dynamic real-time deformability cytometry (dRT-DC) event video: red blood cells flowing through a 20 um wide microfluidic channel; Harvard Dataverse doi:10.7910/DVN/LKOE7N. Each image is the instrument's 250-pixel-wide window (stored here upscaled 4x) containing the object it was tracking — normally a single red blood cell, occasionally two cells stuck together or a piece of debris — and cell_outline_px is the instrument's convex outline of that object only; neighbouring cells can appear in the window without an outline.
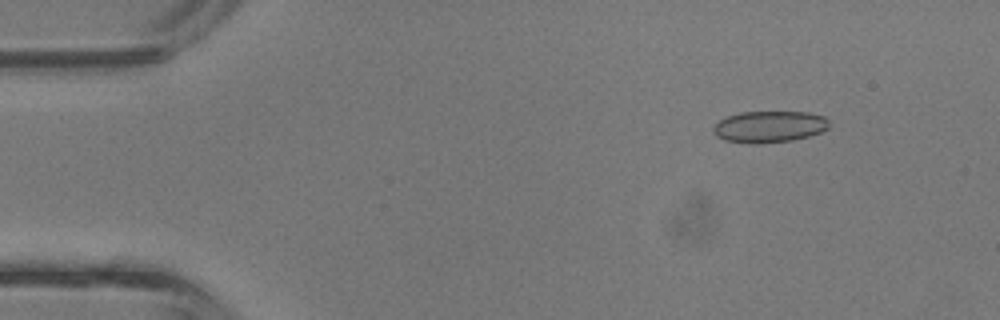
{"species": "common noctule bat (a hibernating species)", "species_latin": "Nyctalus noctula", "temperature_condition": "room temperature", "stored_images_in_passage": 9, "camera_frame_rate_fps": 3000, "um_per_image_px": 0.085, "animal": {"sex": "male", "body_mass_g": 13.3}, "frame": {"image": 1, "passage_image": 2, "time_ms": 0.333, "image_size_px": [1000, 320], "cell_outline_px": [[828, 128], [820, 132], [808, 136], [792, 140], [760, 144], [748, 144], [724, 140], [716, 136], [712, 132], [712, 128], [720, 120], [728, 116], [740, 112], [808, 112], [824, 116], [828, 120]], "centroid_in_image_um": [65.36, 10.78], "position_along_channel_um": 19.6, "area_um2": 21.39}}